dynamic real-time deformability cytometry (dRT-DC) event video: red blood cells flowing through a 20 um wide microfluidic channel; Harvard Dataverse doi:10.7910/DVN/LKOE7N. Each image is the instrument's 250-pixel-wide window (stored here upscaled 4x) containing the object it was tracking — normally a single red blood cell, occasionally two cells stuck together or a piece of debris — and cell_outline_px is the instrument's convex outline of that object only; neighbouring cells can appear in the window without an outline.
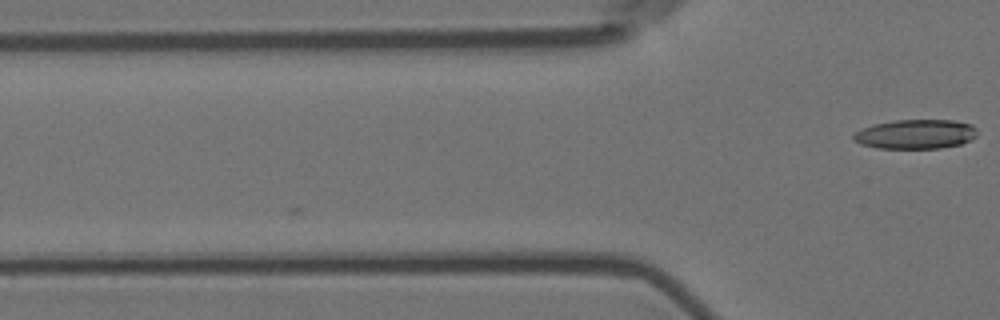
{"species": "Egyptian fruit bat (a non-hibernating species)", "species_latin": "Rousettus aegyptiacus", "temperature_condition": "room temperature", "stored_images_in_passage": 3, "camera_frame_rate_fps": 3000, "um_per_image_px": 0.085, "animal": {"sex": "female"}, "frame": {"image": 1, "passage_image": 3, "time_ms": 0.667, "image_size_px": [1000, 320], "cell_outline_px": [[976, 136], [960, 144], [940, 148], [876, 148], [860, 144], [852, 140], [852, 136], [856, 132], [872, 124], [896, 120], [952, 120], [972, 124], [976, 128]], "centroid_in_image_um": [77.8, 11.4], "position_along_channel_um": 48.0, "area_um2": 21.15}}